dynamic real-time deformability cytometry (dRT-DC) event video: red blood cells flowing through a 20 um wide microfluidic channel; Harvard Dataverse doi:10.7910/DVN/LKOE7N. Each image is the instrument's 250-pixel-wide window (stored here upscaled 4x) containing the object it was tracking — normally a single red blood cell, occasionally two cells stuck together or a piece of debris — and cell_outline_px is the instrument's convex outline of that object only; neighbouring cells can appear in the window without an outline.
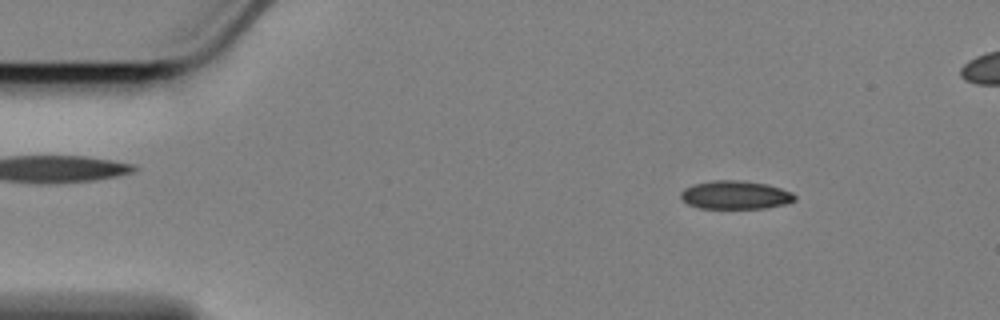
{"species": "Egyptian fruit bat (a non-hibernating species)", "species_latin": "Rousettus aegyptiacus", "temperature_condition": "cold", "stored_images_in_passage": 52, "camera_frame_rate_fps": 3000, "um_per_image_px": 0.085, "animal": {"sex": "female"}, "frame": {"image": 1, "passage_image": 4, "time_ms": 1.0, "image_size_px": [1000, 320], "cell_outline_px": [[796, 200], [784, 204], [764, 208], [700, 208], [688, 204], [680, 196], [680, 192], [684, 188], [696, 184], [712, 180], [736, 180], [768, 184], [792, 192], [796, 196]], "centroid_in_image_um": [62.51, 16.57], "position_along_channel_um": 22.5, "area_um2": 18.73}}
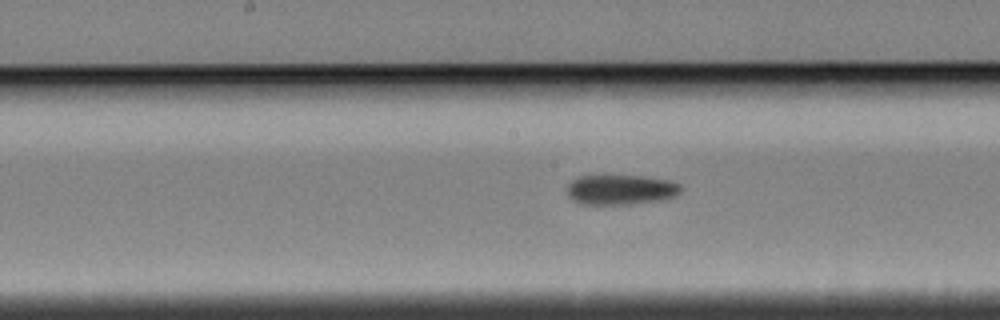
{"frame": {"image": 2, "passage_image": 25, "time_ms": 8.0, "image_size_px": [1000, 320], "cell_outline_px": [[680, 192], [676, 196], [664, 200], [632, 204], [580, 204], [572, 200], [568, 196], [568, 184], [572, 180], [580, 176], [644, 176], [672, 180], [680, 184]], "centroid_in_image_um": [52.8, 16.13], "position_along_channel_um": 195.4, "area_um2": 20.06}}
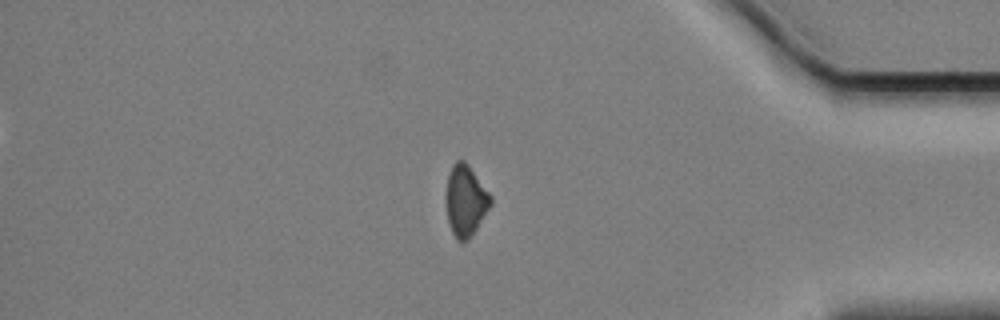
{"frame": {"image": 3, "passage_image": 45, "time_ms": 14.667, "image_size_px": [1000, 320], "cell_outline_px": [[492, 204], [468, 240], [456, 240], [452, 232], [448, 220], [444, 200], [444, 196], [448, 176], [452, 164], [456, 160], [464, 160], [468, 164], [492, 196]], "centroid_in_image_um": [39.55, 17.02], "position_along_channel_um": 395.7, "area_um2": 18.61}}